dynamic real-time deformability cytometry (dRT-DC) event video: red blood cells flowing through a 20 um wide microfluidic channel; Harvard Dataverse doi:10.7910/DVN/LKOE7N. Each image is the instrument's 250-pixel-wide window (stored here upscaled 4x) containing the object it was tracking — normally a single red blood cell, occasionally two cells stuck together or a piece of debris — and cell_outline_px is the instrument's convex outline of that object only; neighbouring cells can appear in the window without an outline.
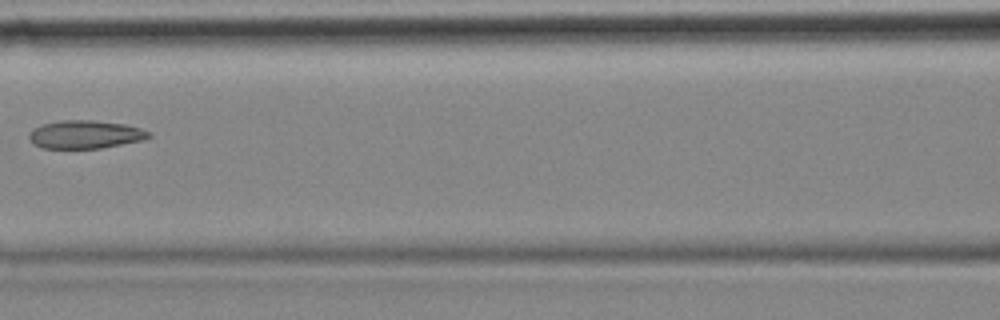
{"species": "common noctule bat (a hibernating species)", "species_latin": "Nyctalus noctula", "temperature_condition": "cold", "stored_images_in_passage": 11, "camera_frame_rate_fps": 3000, "um_per_image_px": 0.085, "animal": {"sex": "female", "body_mass_g": 18.4}, "frame": {"image": 1, "passage_image": 7, "time_ms": 2.0, "image_size_px": [1000, 320], "cell_outline_px": [[152, 136], [144, 140], [100, 148], [40, 148], [28, 136], [28, 132], [32, 128], [40, 124], [60, 120], [92, 120], [124, 124], [140, 128], [152, 132]], "centroid_in_image_um": [7.25, 11.42], "position_along_channel_um": 159.4, "area_um2": 19.77}}
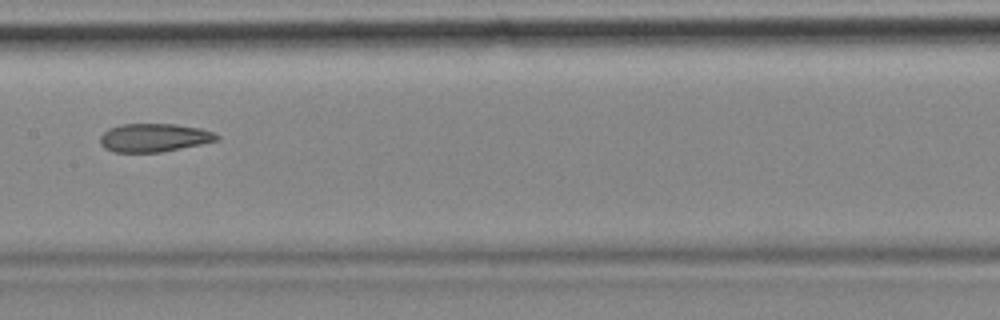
{"frame": {"image": 2, "passage_image": 8, "time_ms": 2.333, "image_size_px": [1000, 320], "cell_outline_px": [[220, 136], [216, 140], [200, 144], [160, 152], [112, 152], [104, 148], [100, 144], [100, 136], [108, 128], [120, 124], [176, 124], [200, 128], [212, 132]], "centroid_in_image_um": [13.04, 11.7], "position_along_channel_um": 194.4, "area_um2": 19.19}}